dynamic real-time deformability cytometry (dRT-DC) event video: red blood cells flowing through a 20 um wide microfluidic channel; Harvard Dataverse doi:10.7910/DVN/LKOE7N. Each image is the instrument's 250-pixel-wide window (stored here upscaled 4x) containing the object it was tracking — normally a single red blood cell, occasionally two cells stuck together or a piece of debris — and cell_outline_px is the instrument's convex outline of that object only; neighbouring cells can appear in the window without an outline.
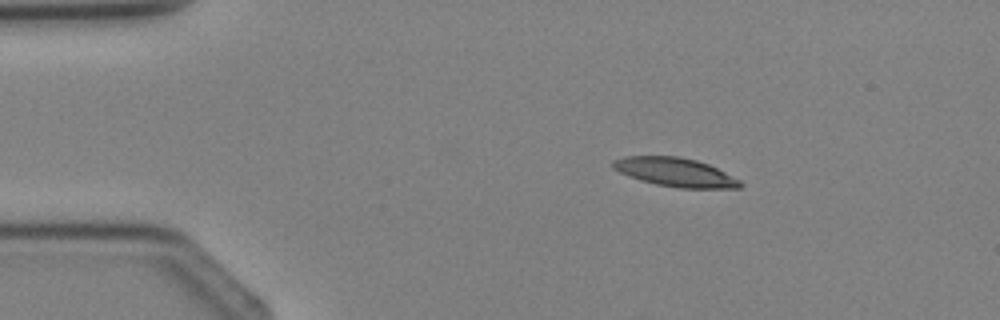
{"species": "Egyptian fruit bat (a non-hibernating species)", "species_latin": "Rousettus aegyptiacus", "temperature_condition": "cold", "stored_images_in_passage": 4, "segment_of_instrument_passage": [2, 2], "camera_frame_rate_fps": 3000, "um_per_image_px": 0.085, "animal": {"sex": "female"}, "frame": {"image": 1, "passage_image": 4, "time_ms": 4.667, "image_size_px": [1000, 320], "cell_outline_px": [[744, 184], [740, 188], [680, 188], [656, 184], [640, 180], [628, 176], [612, 168], [612, 160], [624, 156], [676, 156], [696, 160], [708, 164], [740, 180]], "centroid_in_image_um": [57.37, 14.64], "position_along_channel_um": 27.6, "area_um2": 21.27}}